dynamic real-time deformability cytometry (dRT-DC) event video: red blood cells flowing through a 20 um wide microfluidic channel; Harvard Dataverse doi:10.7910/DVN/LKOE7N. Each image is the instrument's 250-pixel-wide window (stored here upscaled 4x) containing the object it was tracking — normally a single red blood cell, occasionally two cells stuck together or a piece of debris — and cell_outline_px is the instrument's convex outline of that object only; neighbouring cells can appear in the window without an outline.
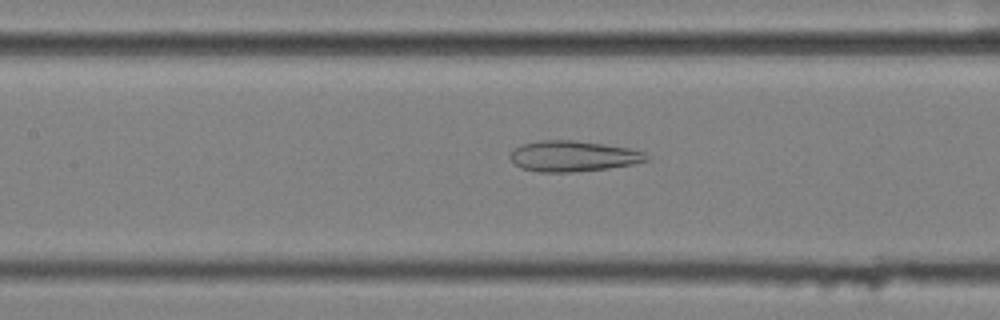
{"species": "common noctule bat (a hibernating species)", "species_latin": "Nyctalus noctula", "temperature_condition": "cold", "stored_images_in_passage": 52, "camera_frame_rate_fps": 3000, "um_per_image_px": 0.085, "animal": {"sex": "female", "body_mass_g": 25.1}, "frame": {"image": 1, "passage_image": 27, "time_ms": 8.667, "image_size_px": [1000, 320], "cell_outline_px": [[652, 156], [648, 160], [632, 164], [608, 168], [572, 172], [540, 172], [520, 168], [508, 156], [512, 148], [520, 144], [540, 140], [576, 140], [604, 144], [628, 148], [644, 152]], "centroid_in_image_um": [48.68, 13.26], "position_along_channel_um": 158.7, "area_um2": 24.62}}
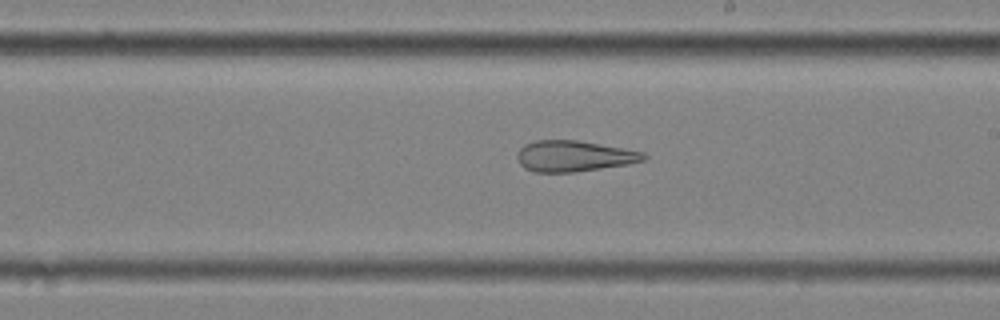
{"frame": {"image": 2, "passage_image": 34, "time_ms": 11.0, "image_size_px": [1000, 320], "cell_outline_px": [[648, 156], [644, 160], [628, 164], [576, 172], [536, 172], [524, 168], [520, 164], [516, 156], [520, 148], [524, 144], [536, 140], [576, 140], [644, 152]], "centroid_in_image_um": [48.76, 13.27], "position_along_channel_um": 240.2, "area_um2": 22.72}}
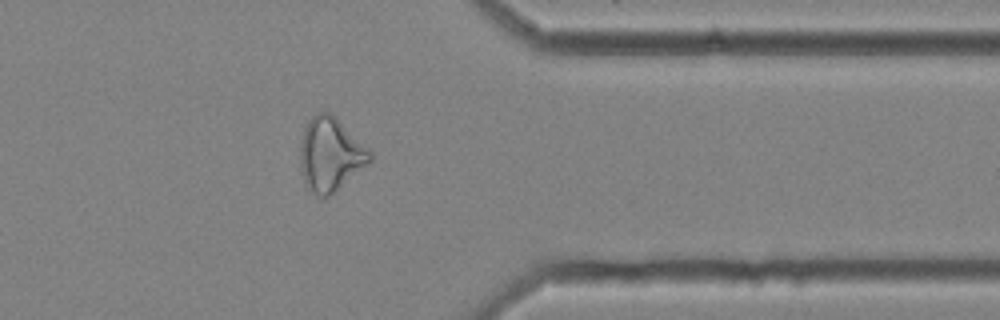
{"frame": {"image": 3, "passage_image": 47, "time_ms": 15.333, "image_size_px": [1000, 320], "cell_outline_px": [[372, 160], [336, 192], [324, 200], [312, 192], [308, 188], [304, 180], [300, 164], [300, 148], [304, 128], [308, 120], [316, 112], [328, 112], [336, 116], [372, 148]], "centroid_in_image_um": [28.13, 13.11], "position_along_channel_um": 383.3, "area_um2": 30.63}}